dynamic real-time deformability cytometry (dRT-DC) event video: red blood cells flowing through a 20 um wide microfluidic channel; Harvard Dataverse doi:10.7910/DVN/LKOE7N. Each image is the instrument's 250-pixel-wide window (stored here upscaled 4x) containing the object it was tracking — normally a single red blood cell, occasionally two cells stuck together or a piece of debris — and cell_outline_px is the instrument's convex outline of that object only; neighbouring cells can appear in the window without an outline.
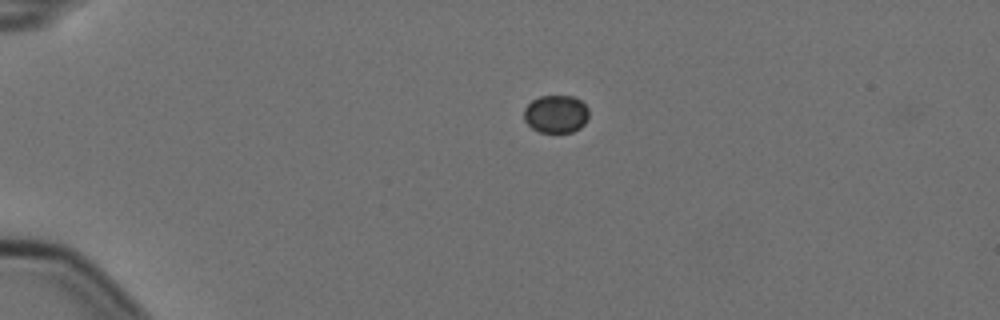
{"species": "Egyptian fruit bat (a non-hibernating species)", "species_latin": "Rousettus aegyptiacus", "temperature_condition": "cold", "stored_images_in_passage": 4, "camera_frame_rate_fps": 3000, "um_per_image_px": 0.085, "animal": {"sex": "female"}, "frame": {"image": 1, "passage_image": 1, "time_ms": 0.0, "image_size_px": [1000, 320], "cell_outline_px": [[588, 116], [584, 124], [580, 128], [572, 132], [540, 132], [532, 128], [524, 120], [524, 108], [532, 100], [540, 96], [572, 96], [580, 100], [588, 108]], "centroid_in_image_um": [47.25, 9.69], "position_along_channel_um": 37.8, "area_um2": 14.28}}
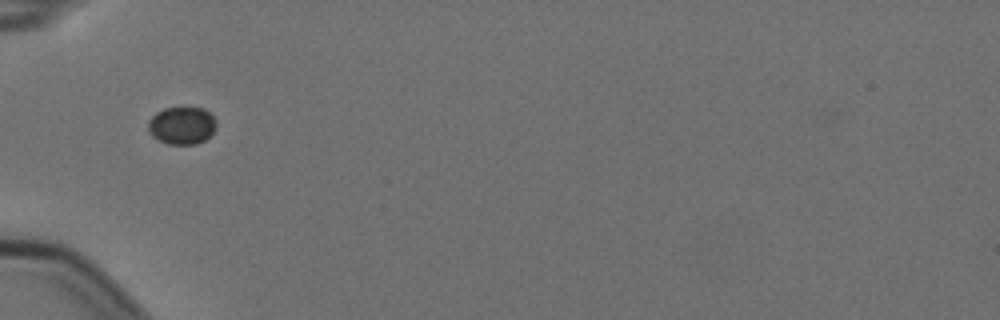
{"frame": {"image": 2, "passage_image": 3, "time_ms": 0.667, "image_size_px": [1000, 320], "cell_outline_px": [[216, 128], [204, 140], [196, 144], [168, 144], [152, 136], [148, 132], [148, 120], [156, 112], [164, 108], [204, 108], [216, 120]], "centroid_in_image_um": [15.44, 10.66], "position_along_channel_um": 69.6, "area_um2": 14.85}}
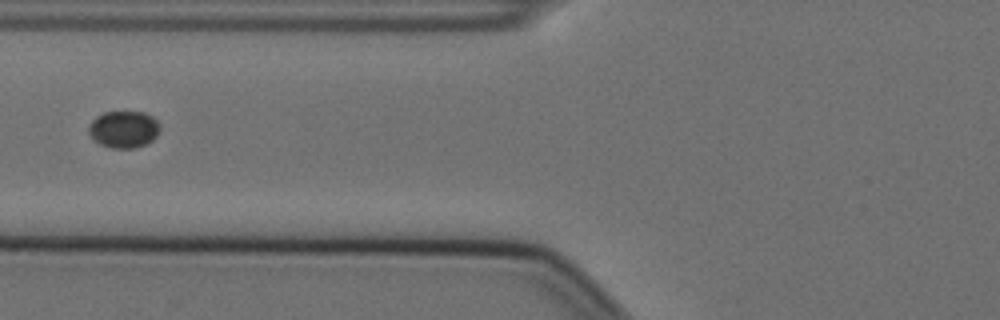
{"frame": {"image": 3, "passage_image": 4, "time_ms": 1.0, "image_size_px": [1000, 320], "cell_outline_px": [[160, 132], [152, 140], [136, 148], [112, 148], [100, 144], [88, 132], [88, 124], [96, 116], [104, 112], [144, 112], [152, 116], [160, 124]], "centroid_in_image_um": [10.53, 10.98], "position_along_channel_um": 115.3, "area_um2": 15.37}}